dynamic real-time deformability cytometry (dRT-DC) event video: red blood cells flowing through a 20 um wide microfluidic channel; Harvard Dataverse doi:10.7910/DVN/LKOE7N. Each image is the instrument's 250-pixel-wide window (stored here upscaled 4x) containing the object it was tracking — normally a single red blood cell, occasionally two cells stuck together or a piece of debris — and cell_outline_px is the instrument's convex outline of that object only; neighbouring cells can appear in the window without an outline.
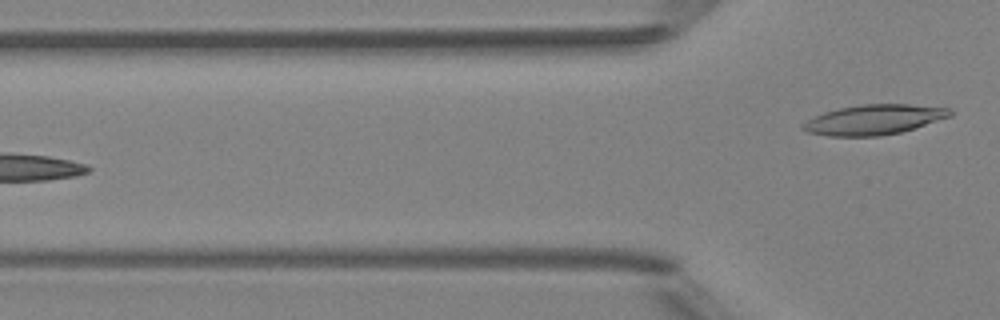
{"species": "Egyptian fruit bat (a non-hibernating species)", "species_latin": "Rousettus aegyptiacus", "temperature_condition": "room temperature", "stored_images_in_passage": 5, "camera_frame_rate_fps": 3000, "um_per_image_px": 0.085, "animal": {"sex": "female"}, "frame": {"image": 1, "passage_image": 5, "time_ms": 4.667, "image_size_px": [1000, 320], "cell_outline_px": [[952, 116], [900, 132], [880, 136], [828, 136], [808, 132], [800, 128], [800, 124], [824, 112], [840, 108], [860, 104], [908, 104], [952, 108]], "centroid_in_image_um": [74.28, 10.16], "position_along_channel_um": 51.5, "area_um2": 25.66}}